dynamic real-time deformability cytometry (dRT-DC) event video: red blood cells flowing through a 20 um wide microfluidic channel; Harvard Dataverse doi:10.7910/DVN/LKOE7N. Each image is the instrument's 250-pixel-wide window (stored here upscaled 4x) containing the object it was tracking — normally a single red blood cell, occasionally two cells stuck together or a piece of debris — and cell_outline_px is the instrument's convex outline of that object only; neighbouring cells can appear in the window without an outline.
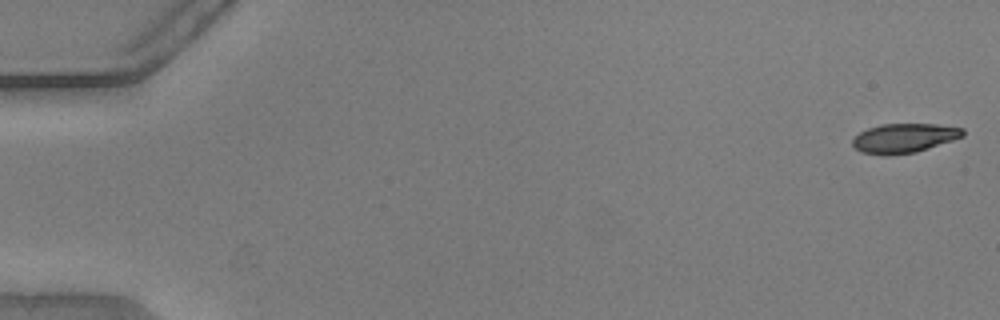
{"species": "common noctule bat (a hibernating species)", "species_latin": "Nyctalus noctula", "temperature_condition": "warm", "stored_images_in_passage": 11, "camera_frame_rate_fps": 3000, "um_per_image_px": 0.085, "animal": {"sex": "male", "body_mass_g": 20.5, "forearm_length_mm": 52.5}, "frame": {"image": 1, "passage_image": 1, "time_ms": 0.0, "image_size_px": [1000, 320], "cell_outline_px": [[964, 136], [916, 152], [888, 156], [884, 156], [860, 152], [852, 144], [852, 140], [860, 132], [868, 128], [880, 124], [936, 124], [964, 128]], "centroid_in_image_um": [76.83, 11.74], "position_along_channel_um": 8.2, "area_um2": 18.9}}